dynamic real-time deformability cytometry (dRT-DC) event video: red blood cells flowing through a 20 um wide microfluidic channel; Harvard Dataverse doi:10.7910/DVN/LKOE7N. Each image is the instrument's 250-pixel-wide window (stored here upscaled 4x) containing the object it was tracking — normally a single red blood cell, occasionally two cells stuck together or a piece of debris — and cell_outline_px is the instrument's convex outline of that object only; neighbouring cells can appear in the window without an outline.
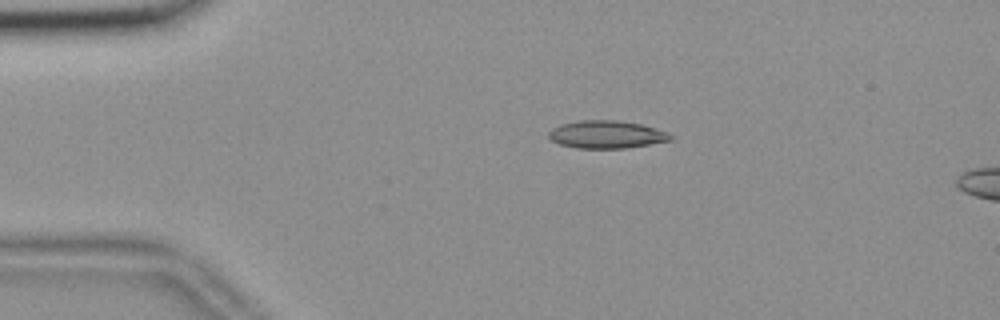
{"species": "common noctule bat (a hibernating species)", "species_latin": "Nyctalus noctula", "temperature_condition": "room temperature", "stored_images_in_passage": 6, "camera_frame_rate_fps": 3000, "um_per_image_px": 0.085, "animal": {"sex": "female", "body_mass_g": 18.4}, "frame": {"image": 1, "passage_image": 1, "time_ms": 0.0, "image_size_px": [1000, 320], "cell_outline_px": [[672, 140], [624, 148], [576, 148], [560, 144], [552, 140], [548, 136], [548, 132], [552, 128], [560, 124], [580, 120], [616, 120], [640, 124], [668, 132], [672, 136]], "centroid_in_image_um": [51.52, 11.42], "position_along_channel_um": 33.5, "area_um2": 19.54}}